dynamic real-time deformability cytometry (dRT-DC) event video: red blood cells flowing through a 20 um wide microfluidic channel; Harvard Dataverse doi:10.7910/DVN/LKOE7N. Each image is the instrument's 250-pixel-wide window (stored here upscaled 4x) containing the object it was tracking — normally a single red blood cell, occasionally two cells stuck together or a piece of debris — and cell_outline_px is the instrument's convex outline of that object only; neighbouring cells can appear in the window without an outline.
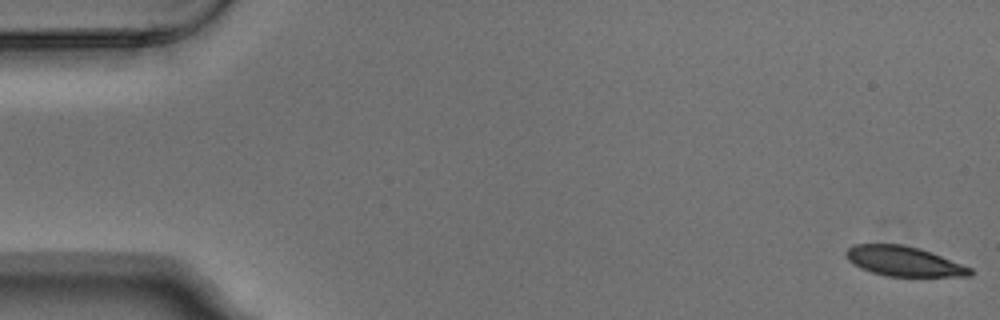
{"species": "Egyptian fruit bat (a non-hibernating species)", "species_latin": "Rousettus aegyptiacus", "temperature_condition": "warm", "stored_images_in_passage": 5, "camera_frame_rate_fps": 3000, "um_per_image_px": 0.085, "animal": {"sex": "male"}, "frame": {"image": 1, "passage_image": 1, "time_ms": 0.0, "image_size_px": [1000, 320], "cell_outline_px": [[976, 272], [972, 276], [884, 276], [860, 268], [852, 264], [848, 260], [844, 252], [852, 244], [900, 244], [920, 248], [932, 252], [972, 268]], "centroid_in_image_um": [76.82, 22.2], "position_along_channel_um": 8.2, "area_um2": 21.79}}
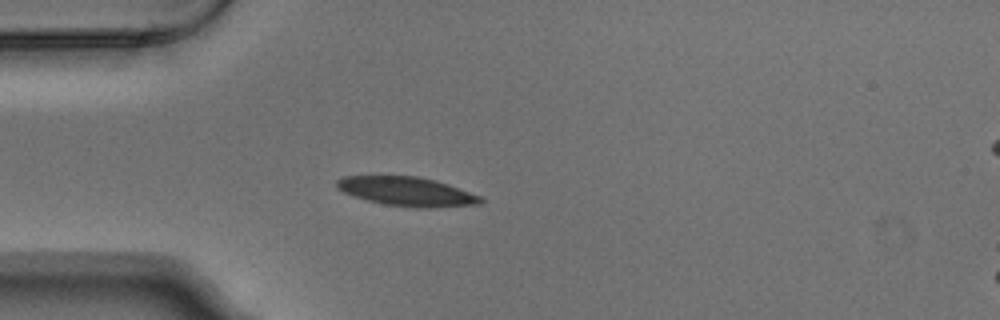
{"frame": {"image": 2, "passage_image": 5, "time_ms": 1.333, "image_size_px": [1000, 320], "cell_outline_px": [[484, 200], [480, 204], [436, 208], [416, 208], [384, 204], [352, 196], [336, 188], [336, 180], [344, 176], [416, 176], [436, 180], [448, 184], [480, 196]], "centroid_in_image_um": [34.58, 16.28], "position_along_channel_um": 50.4, "area_um2": 24.45}}